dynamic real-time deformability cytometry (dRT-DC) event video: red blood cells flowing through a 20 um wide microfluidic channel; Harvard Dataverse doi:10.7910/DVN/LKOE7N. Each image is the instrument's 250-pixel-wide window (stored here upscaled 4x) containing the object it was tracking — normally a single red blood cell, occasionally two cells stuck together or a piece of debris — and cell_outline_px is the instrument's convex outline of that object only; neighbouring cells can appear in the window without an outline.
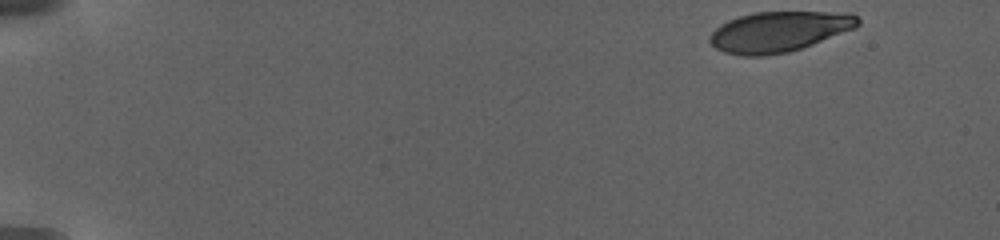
{"species": "human", "species_latin": "Homo sapiens", "temperature_condition": "warm", "stored_images_in_passage": 35, "camera_frame_rate_fps": 3000, "um_per_image_px": 0.085, "donor": {"sex": "female"}, "frame": {"image": 1, "passage_image": 1, "time_ms": 0.0, "image_size_px": [1000, 240], "cell_outline_px": [[860, 24], [856, 28], [812, 44], [788, 52], [760, 56], [740, 56], [724, 52], [716, 48], [708, 40], [708, 36], [720, 24], [728, 20], [740, 16], [756, 12], [824, 12], [856, 16], [860, 20]], "centroid_in_image_um": [66.15, 2.7], "position_along_channel_um": 18.9, "area_um2": 34.51}}
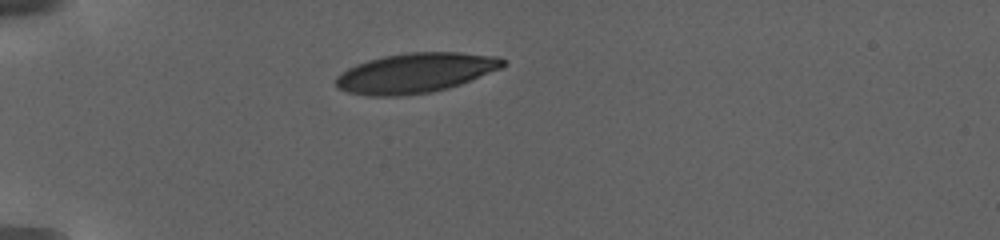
{"frame": {"image": 2, "passage_image": 28, "time_ms": 5.0, "image_size_px": [1000, 240], "cell_outline_px": [[504, 64], [500, 68], [460, 84], [448, 88], [428, 92], [400, 96], [368, 96], [348, 92], [340, 88], [336, 84], [336, 76], [348, 68], [356, 64], [368, 60], [384, 56], [408, 52], [460, 52], [500, 56], [504, 60]], "centroid_in_image_um": [35.3, 6.19], "position_along_channel_um": 49.7, "area_um2": 38.49}}